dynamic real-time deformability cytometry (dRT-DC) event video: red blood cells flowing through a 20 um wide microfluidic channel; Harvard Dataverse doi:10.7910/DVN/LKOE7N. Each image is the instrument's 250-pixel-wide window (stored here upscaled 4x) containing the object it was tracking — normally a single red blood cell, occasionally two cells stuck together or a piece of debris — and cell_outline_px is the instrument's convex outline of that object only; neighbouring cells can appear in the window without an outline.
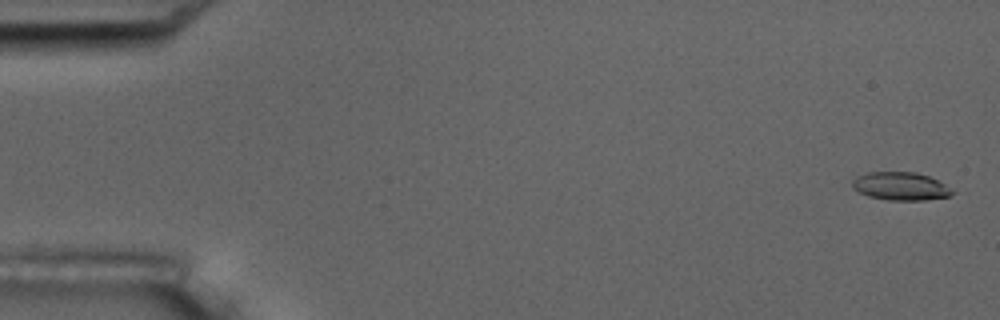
{"species": "common noctule bat (a hibernating species)", "species_latin": "Nyctalus noctula", "temperature_condition": "room temperature", "stored_images_in_passage": 6, "camera_frame_rate_fps": 3000, "um_per_image_px": 0.085, "animal": {"sex": "male", "body_mass_g": 17.5, "forearm_length_mm": 52.3}, "frame": {"image": 1, "passage_image": 1, "time_ms": 0.0, "image_size_px": [1000, 320], "cell_outline_px": [[956, 192], [948, 196], [924, 200], [888, 200], [868, 196], [852, 188], [852, 180], [856, 176], [868, 172], [916, 172], [928, 176], [944, 184]], "centroid_in_image_um": [76.52, 15.82], "position_along_channel_um": 8.5, "area_um2": 16.3}}